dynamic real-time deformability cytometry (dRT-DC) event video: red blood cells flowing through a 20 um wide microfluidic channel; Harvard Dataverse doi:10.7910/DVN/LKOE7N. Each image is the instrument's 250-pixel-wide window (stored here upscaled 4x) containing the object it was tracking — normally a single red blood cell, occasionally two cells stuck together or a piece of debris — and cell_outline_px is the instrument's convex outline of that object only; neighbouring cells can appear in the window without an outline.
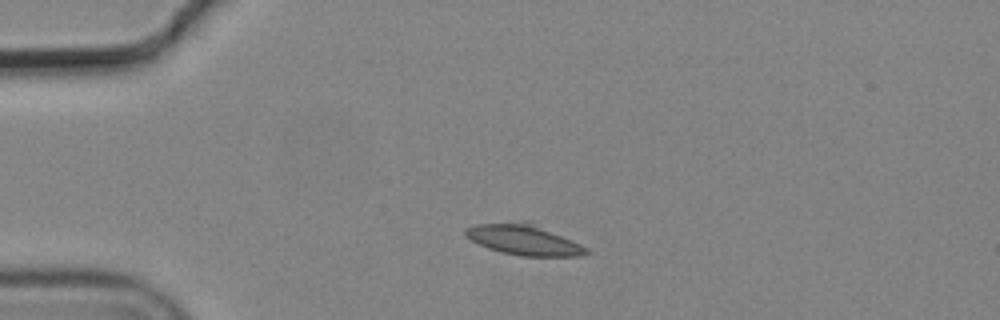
{"species": "common noctule bat (a hibernating species)", "species_latin": "Nyctalus noctula", "temperature_condition": "cold", "stored_images_in_passage": 1, "camera_frame_rate_fps": 3000, "um_per_image_px": 0.085, "animal": {"sex": "male", "body_mass_g": 19.2, "forearm_length_mm": 51.8}, "frame": {"image": 1, "passage_image": 1, "time_ms": 0.0, "image_size_px": [1000, 320], "cell_outline_px": [[592, 252], [580, 256], [520, 256], [500, 252], [488, 248], [472, 240], [464, 232], [464, 228], [476, 224], [528, 220], [572, 240], [588, 248]], "centroid_in_image_um": [44.55, 20.36], "position_along_channel_um": 40.5, "area_um2": 21.68}}